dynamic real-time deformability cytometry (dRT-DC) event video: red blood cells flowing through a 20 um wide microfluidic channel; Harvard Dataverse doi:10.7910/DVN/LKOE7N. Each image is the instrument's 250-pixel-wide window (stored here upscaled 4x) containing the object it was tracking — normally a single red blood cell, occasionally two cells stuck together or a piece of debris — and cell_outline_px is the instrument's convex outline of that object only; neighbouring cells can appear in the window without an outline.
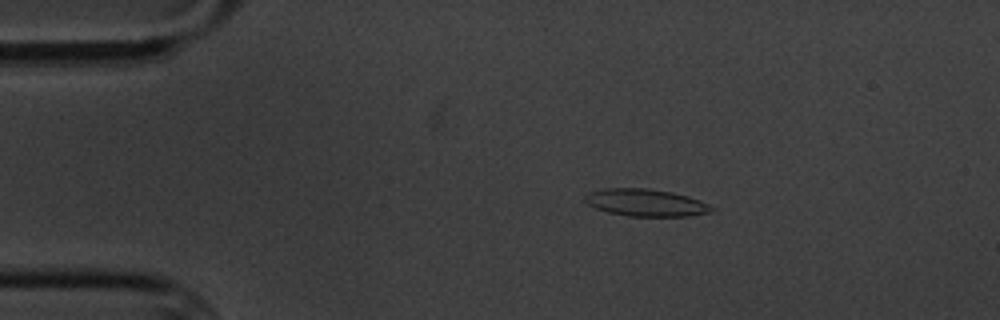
{"species": "common noctule bat (a hibernating species)", "species_latin": "Nyctalus noctula", "temperature_condition": "cold", "stored_images_in_passage": 4, "camera_frame_rate_fps": 3000, "um_per_image_px": 0.085, "animal": {"sex": "male", "body_mass_g": 20.1, "forearm_length_mm": 53.5}, "frame": {"image": 1, "passage_image": 1, "time_ms": 0.0, "image_size_px": [1000, 320], "cell_outline_px": [[716, 208], [712, 212], [688, 216], [628, 216], [608, 212], [596, 208], [588, 204], [584, 200], [584, 196], [588, 192], [604, 188], [648, 188], [672, 192], [688, 196], [700, 200]], "centroid_in_image_um": [54.9, 17.22], "position_along_channel_um": 30.1, "area_um2": 20.23}}
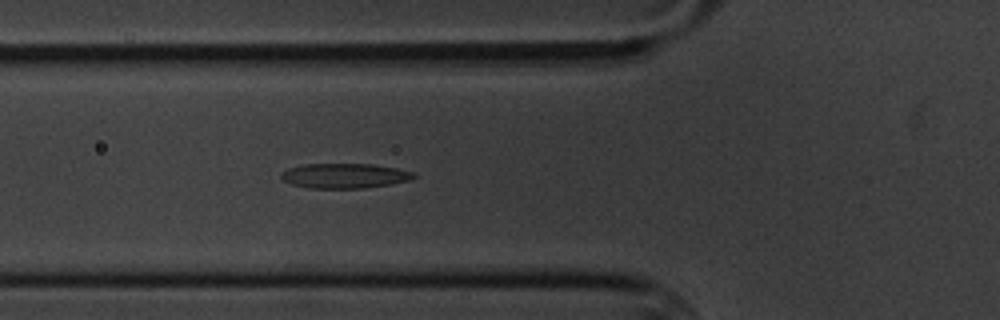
{"frame": {"image": 2, "passage_image": 4, "time_ms": 3.333, "image_size_px": [1000, 320], "cell_outline_px": [[416, 176], [412, 180], [364, 188], [308, 188], [292, 184], [284, 180], [280, 176], [288, 168], [304, 164], [372, 164], [396, 168], [416, 172]], "centroid_in_image_um": [29.33, 14.94], "position_along_channel_um": 96.5, "area_um2": 19.13}}